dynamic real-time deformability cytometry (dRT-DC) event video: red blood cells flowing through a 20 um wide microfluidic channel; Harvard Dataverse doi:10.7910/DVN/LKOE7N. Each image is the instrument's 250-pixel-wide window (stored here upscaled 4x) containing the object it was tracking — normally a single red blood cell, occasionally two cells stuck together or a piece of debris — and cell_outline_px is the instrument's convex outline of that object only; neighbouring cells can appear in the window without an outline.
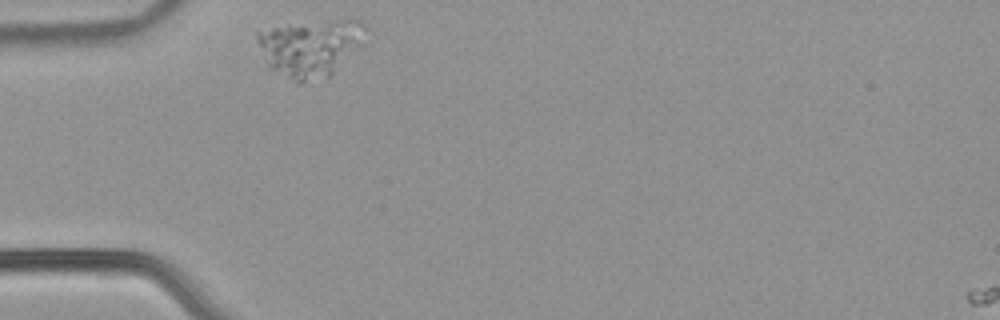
{"species": "common noctule bat (a hibernating species)", "species_latin": "Nyctalus noctula", "temperature_condition": "warm", "stored_images_in_passage": 41, "camera_frame_rate_fps": 3000, "um_per_image_px": 0.085, "animal": {"sex": "male", "body_mass_g": 21.5, "forearm_length_mm": 52.0}, "frame": {"image": 1, "passage_image": 1, "time_ms": 0.0, "image_size_px": [1000, 320], "cell_outline_px": [[364, 44], [332, 76], [304, 80], [296, 80], [268, 68], [256, 40], [256, 32], [288, 24], [328, 20], [360, 20], [364, 24]], "centroid_in_image_um": [26.41, 4.02], "position_along_channel_um": 58.6, "area_um2": 35.84}}
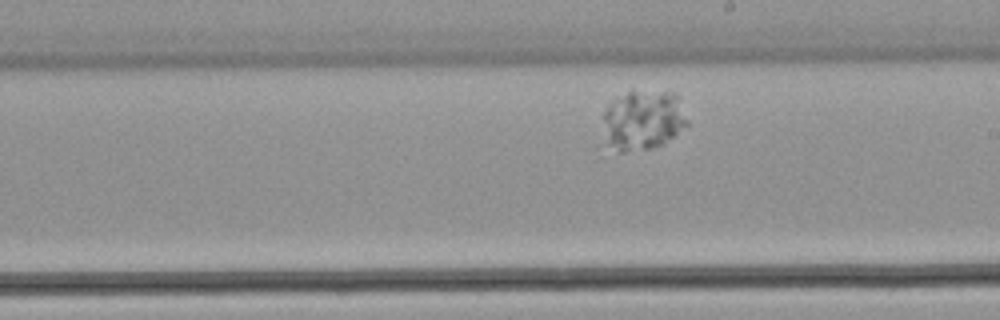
{"frame": {"image": 2, "passage_image": 17, "time_ms": 5.333, "image_size_px": [1000, 320], "cell_outline_px": [[688, 124], [672, 136], [660, 144], [652, 148], [624, 152], [620, 152], [608, 144], [604, 120], [604, 112], [612, 96], [632, 88], [676, 92], [688, 120]], "centroid_in_image_um": [54.64, 10.11], "position_along_channel_um": 234.4, "area_um2": 29.88}}
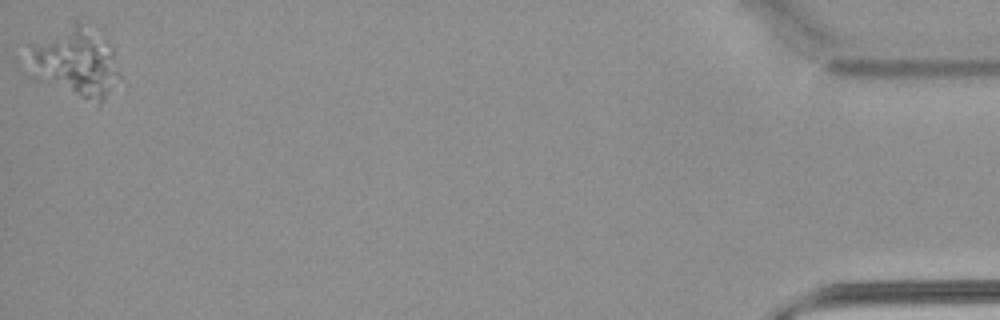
{"frame": {"image": 3, "passage_image": 41, "time_ms": 13.333, "image_size_px": [1000, 320], "cell_outline_px": [[120, 76], [104, 100], [100, 104], [28, 76], [20, 72], [16, 68], [12, 56], [32, 44], [76, 20], [104, 36], [112, 52]], "centroid_in_image_um": [6.11, 5.27], "position_along_channel_um": 429.1, "area_um2": 38.73}}